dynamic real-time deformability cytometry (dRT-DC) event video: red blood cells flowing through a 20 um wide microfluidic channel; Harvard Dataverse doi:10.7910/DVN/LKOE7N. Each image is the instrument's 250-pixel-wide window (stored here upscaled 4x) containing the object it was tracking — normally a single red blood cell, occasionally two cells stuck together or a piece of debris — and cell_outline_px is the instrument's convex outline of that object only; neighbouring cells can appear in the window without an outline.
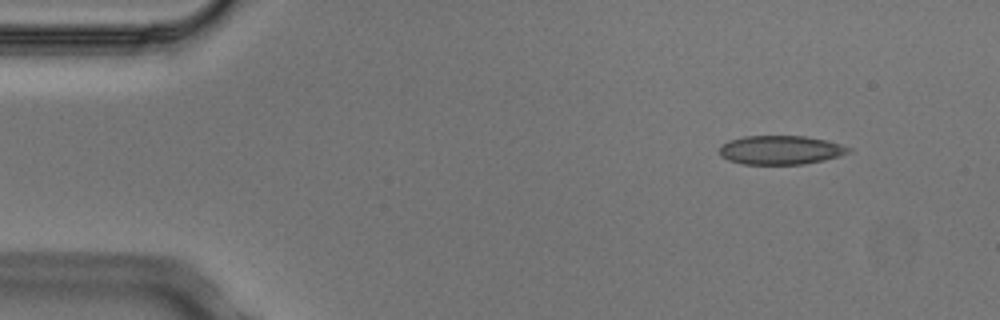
{"species": "Egyptian fruit bat (a non-hibernating species)", "species_latin": "Rousettus aegyptiacus", "temperature_condition": "cold", "stored_images_in_passage": 5, "segment_of_instrument_passage": [2, 2], "camera_frame_rate_fps": 3000, "um_per_image_px": 0.085, "animal": {"sex": "male"}, "frame": {"image": 1, "passage_image": 5, "time_ms": 1.333, "image_size_px": [1000, 320], "cell_outline_px": [[852, 152], [840, 156], [824, 160], [804, 164], [740, 164], [728, 160], [720, 156], [720, 148], [728, 140], [744, 136], [804, 136], [828, 140], [852, 148]], "centroid_in_image_um": [66.38, 12.75], "position_along_channel_um": 18.6, "area_um2": 21.91}}